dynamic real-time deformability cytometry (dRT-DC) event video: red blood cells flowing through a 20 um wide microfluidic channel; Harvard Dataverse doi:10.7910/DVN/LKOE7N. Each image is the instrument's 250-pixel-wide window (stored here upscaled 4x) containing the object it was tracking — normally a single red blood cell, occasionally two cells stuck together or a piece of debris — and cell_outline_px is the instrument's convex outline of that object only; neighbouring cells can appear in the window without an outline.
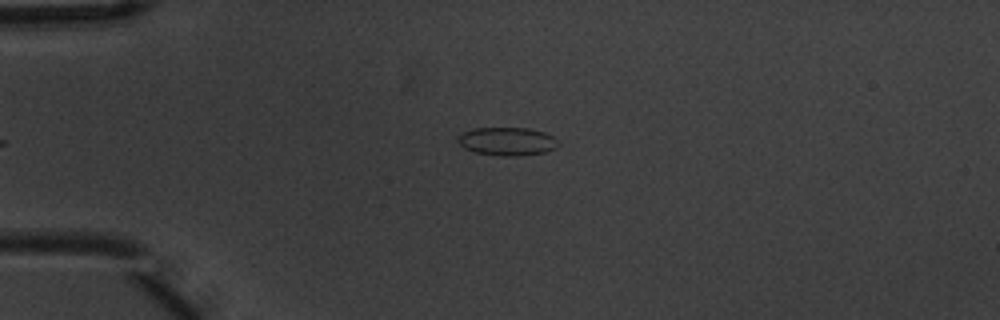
{"species": "common noctule bat (a hibernating species)", "species_latin": "Nyctalus noctula", "temperature_condition": "warm", "stored_images_in_passage": 5, "segment_of_instrument_passage": [2, 2], "camera_frame_rate_fps": 3000, "um_per_image_px": 0.085, "animal": {"sex": "male", "body_mass_g": 20.1, "forearm_length_mm": 53.5}, "frame": {"image": 1, "passage_image": 5, "time_ms": 1.333, "image_size_px": [1000, 320], "cell_outline_px": [[560, 144], [556, 148], [544, 152], [520, 156], [500, 156], [476, 152], [464, 148], [456, 140], [456, 136], [472, 128], [528, 128], [544, 132], [552, 136]], "centroid_in_image_um": [43.09, 12.01], "position_along_channel_um": 41.9, "area_um2": 16.59}}